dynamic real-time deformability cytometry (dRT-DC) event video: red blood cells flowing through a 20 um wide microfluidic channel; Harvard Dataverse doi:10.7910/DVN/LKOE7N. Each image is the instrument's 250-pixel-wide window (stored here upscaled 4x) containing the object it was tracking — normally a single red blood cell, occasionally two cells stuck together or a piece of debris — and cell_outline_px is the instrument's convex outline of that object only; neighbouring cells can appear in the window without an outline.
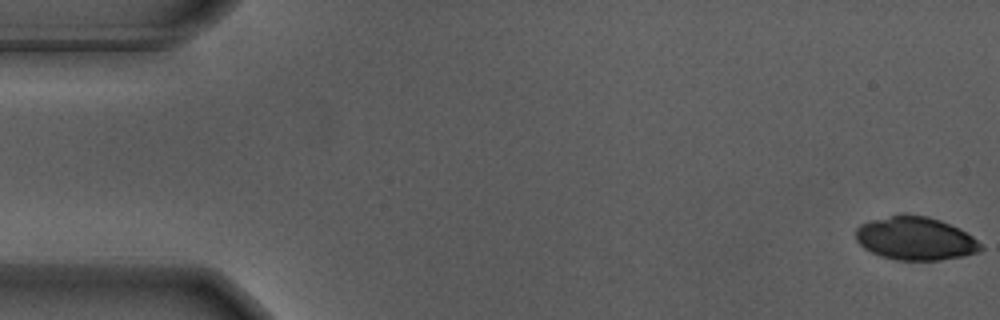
{"species": "Egyptian fruit bat (a non-hibernating species)", "species_latin": "Rousettus aegyptiacus", "temperature_condition": "warm", "stored_images_in_passage": 56, "camera_frame_rate_fps": 3000, "um_per_image_px": 0.085, "animal": {"sex": "male"}, "frame": {"image": 1, "passage_image": 1, "time_ms": 0.0, "image_size_px": [1000, 320], "cell_outline_px": [[984, 248], [976, 252], [964, 256], [940, 260], [896, 260], [880, 256], [864, 248], [856, 240], [856, 228], [860, 224], [872, 220], [900, 212], [904, 212], [928, 216], [940, 220], [960, 228], [972, 236]], "centroid_in_image_um": [77.79, 20.24], "position_along_channel_um": 7.2, "area_um2": 31.85}}
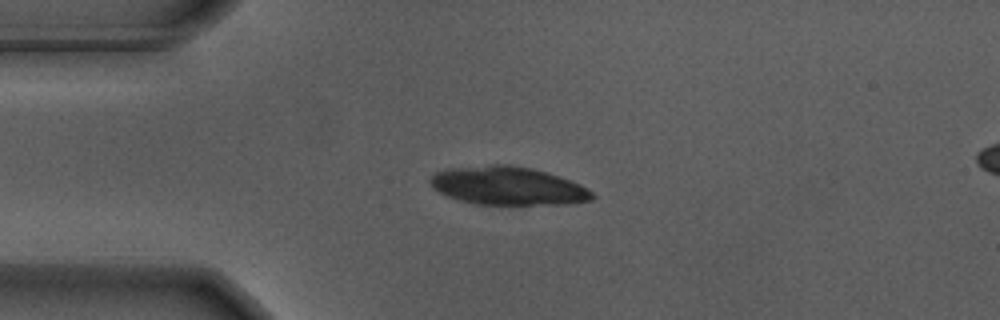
{"frame": {"image": 2, "passage_image": 14, "time_ms": 4.333, "image_size_px": [1000, 320], "cell_outline_px": [[596, 196], [592, 200], [568, 204], [476, 204], [460, 200], [448, 196], [432, 188], [428, 180], [436, 172], [448, 168], [492, 164], [508, 164], [532, 168], [580, 184], [592, 192]], "centroid_in_image_um": [43.14, 15.79], "position_along_channel_um": 41.9, "area_um2": 36.01}}
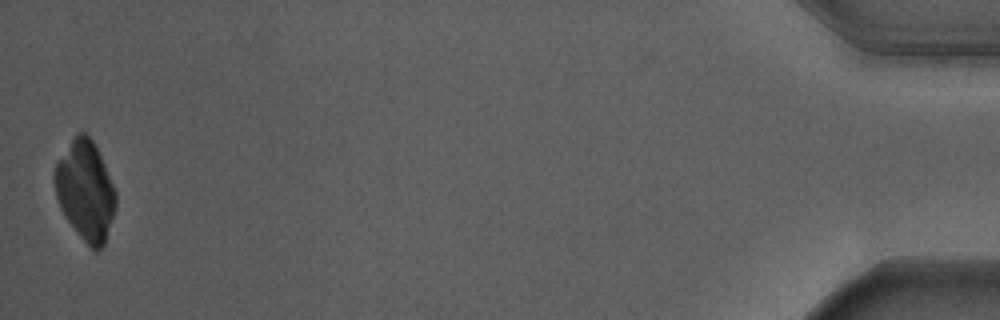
{"frame": {"image": 3, "passage_image": 56, "time_ms": 18.333, "image_size_px": [1000, 320], "cell_outline_px": [[116, 208], [104, 244], [96, 252], [80, 236], [68, 220], [60, 208], [56, 196], [56, 164], [76, 132], [84, 132], [92, 140], [104, 164], [116, 192]], "centroid_in_image_um": [7.28, 16.2], "position_along_channel_um": 427.9, "area_um2": 34.62}}